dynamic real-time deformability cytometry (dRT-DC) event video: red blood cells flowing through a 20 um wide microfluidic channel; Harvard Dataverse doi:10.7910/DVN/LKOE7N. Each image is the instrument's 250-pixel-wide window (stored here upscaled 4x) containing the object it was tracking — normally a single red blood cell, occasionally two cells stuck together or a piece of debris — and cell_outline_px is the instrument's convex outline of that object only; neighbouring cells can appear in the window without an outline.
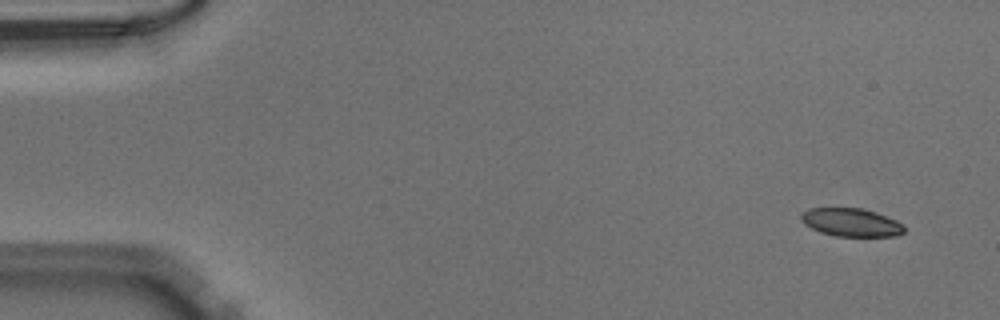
{"species": "Egyptian fruit bat (a non-hibernating species)", "species_latin": "Rousettus aegyptiacus", "temperature_condition": "warm", "stored_images_in_passage": 49, "camera_frame_rate_fps": 3000, "um_per_image_px": 0.085, "animal": {"sex": "male"}, "frame": {"image": 1, "passage_image": 1, "time_ms": 0.0, "image_size_px": [1000, 320], "cell_outline_px": [[904, 232], [892, 236], [836, 236], [820, 232], [804, 224], [800, 220], [800, 216], [808, 208], [860, 208], [876, 212], [896, 220], [904, 224]], "centroid_in_image_um": [72.34, 18.9], "position_along_channel_um": 12.7, "area_um2": 16.88}}
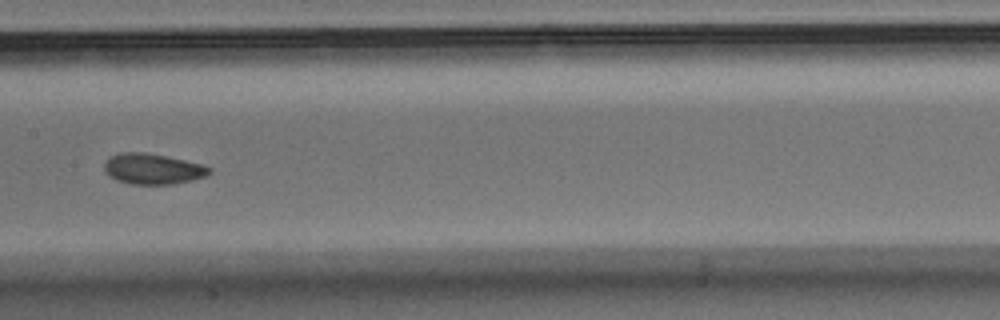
{"frame": {"image": 2, "passage_image": 24, "time_ms": 7.667, "image_size_px": [1000, 320], "cell_outline_px": [[212, 172], [208, 176], [192, 180], [172, 184], [128, 184], [116, 180], [104, 172], [104, 164], [112, 156], [120, 152], [144, 152], [184, 160], [200, 164], [212, 168]], "centroid_in_image_um": [12.99, 14.37], "position_along_channel_um": 194.4, "area_um2": 18.73}}
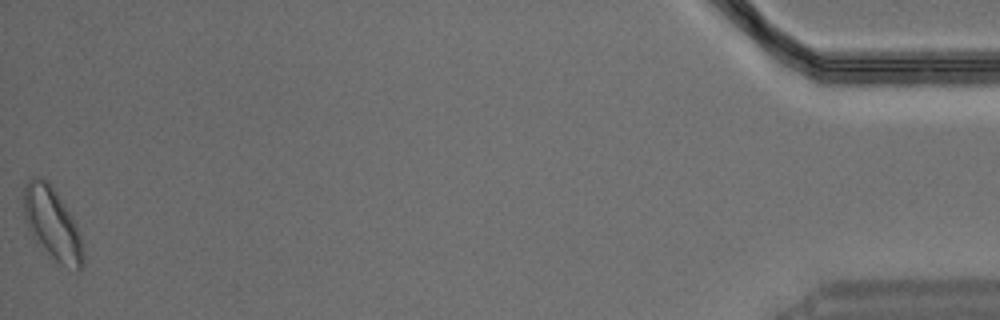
{"frame": {"image": 3, "passage_image": 49, "time_ms": 16.0, "image_size_px": [1000, 320], "cell_outline_px": [[84, 260], [80, 268], [76, 272], [60, 264], [48, 252], [28, 228], [24, 216], [24, 184], [28, 176], [36, 176], [48, 180], [72, 216], [76, 224], [80, 236], [84, 252]], "centroid_in_image_um": [4.45, 18.96], "position_along_channel_um": 430.7, "area_um2": 24.68}}